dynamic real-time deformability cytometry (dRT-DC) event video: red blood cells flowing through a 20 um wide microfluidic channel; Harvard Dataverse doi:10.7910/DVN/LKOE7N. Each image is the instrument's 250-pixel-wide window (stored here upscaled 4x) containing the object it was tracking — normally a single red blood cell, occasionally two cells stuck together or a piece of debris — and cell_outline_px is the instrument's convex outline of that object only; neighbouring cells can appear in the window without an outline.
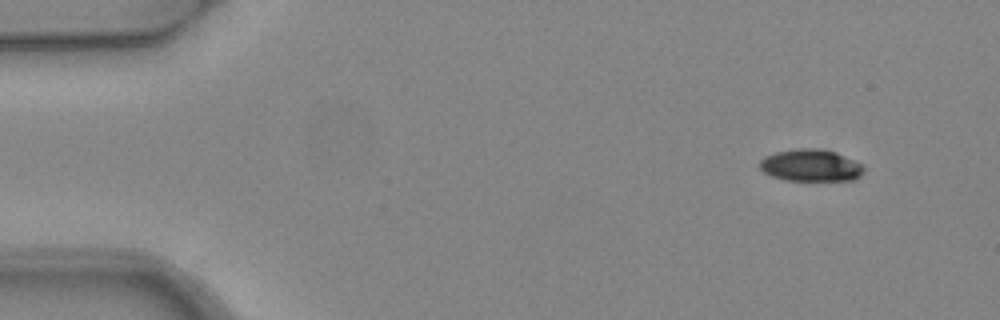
{"species": "common noctule bat (a hibernating species)", "species_latin": "Nyctalus noctula", "temperature_condition": "warm", "stored_images_in_passage": 4, "camera_frame_rate_fps": 3000, "um_per_image_px": 0.085, "animal": {"sex": "female", "body_mass_g": 24.6, "forearm_length_mm": 56.2}, "frame": {"image": 1, "passage_image": 1, "time_ms": 0.0, "image_size_px": [1000, 320], "cell_outline_px": [[864, 172], [856, 180], [784, 180], [772, 176], [764, 172], [760, 168], [760, 160], [764, 156], [776, 152], [796, 148], [824, 148], [836, 152], [860, 164], [864, 168]], "centroid_in_image_um": [68.91, 14.05], "position_along_channel_um": 16.1, "area_um2": 19.48}}
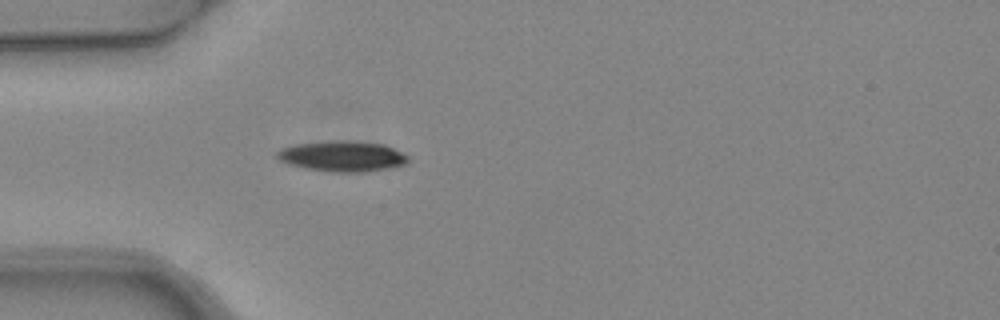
{"frame": {"image": 2, "passage_image": 4, "time_ms": 1.0, "image_size_px": [1000, 320], "cell_outline_px": [[408, 164], [396, 168], [364, 172], [336, 172], [308, 168], [288, 164], [280, 160], [276, 156], [276, 152], [280, 148], [296, 144], [328, 140], [348, 140], [384, 144], [404, 152], [408, 156]], "centroid_in_image_um": [29.16, 13.27], "position_along_channel_um": 55.8, "area_um2": 23.76}}